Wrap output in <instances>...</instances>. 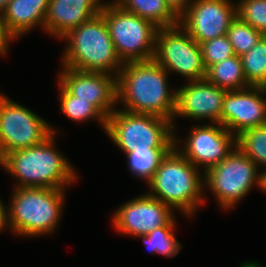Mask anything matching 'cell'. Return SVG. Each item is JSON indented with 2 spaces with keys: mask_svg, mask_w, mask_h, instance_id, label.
<instances>
[{
  "mask_svg": "<svg viewBox=\"0 0 266 267\" xmlns=\"http://www.w3.org/2000/svg\"><path fill=\"white\" fill-rule=\"evenodd\" d=\"M227 36L235 55L242 56L249 52L264 35L236 17L230 24Z\"/></svg>",
  "mask_w": 266,
  "mask_h": 267,
  "instance_id": "cell-26",
  "label": "cell"
},
{
  "mask_svg": "<svg viewBox=\"0 0 266 267\" xmlns=\"http://www.w3.org/2000/svg\"><path fill=\"white\" fill-rule=\"evenodd\" d=\"M61 40L67 41L61 66L118 77L124 63L116 53L101 13L69 31Z\"/></svg>",
  "mask_w": 266,
  "mask_h": 267,
  "instance_id": "cell-4",
  "label": "cell"
},
{
  "mask_svg": "<svg viewBox=\"0 0 266 267\" xmlns=\"http://www.w3.org/2000/svg\"><path fill=\"white\" fill-rule=\"evenodd\" d=\"M172 148H150L149 150H135L125 153L127 167L135 177L148 183L159 167L162 158Z\"/></svg>",
  "mask_w": 266,
  "mask_h": 267,
  "instance_id": "cell-23",
  "label": "cell"
},
{
  "mask_svg": "<svg viewBox=\"0 0 266 267\" xmlns=\"http://www.w3.org/2000/svg\"><path fill=\"white\" fill-rule=\"evenodd\" d=\"M206 79L227 91L241 90L251 86L245 78L241 57L237 55L210 66L207 69Z\"/></svg>",
  "mask_w": 266,
  "mask_h": 267,
  "instance_id": "cell-20",
  "label": "cell"
},
{
  "mask_svg": "<svg viewBox=\"0 0 266 267\" xmlns=\"http://www.w3.org/2000/svg\"><path fill=\"white\" fill-rule=\"evenodd\" d=\"M57 130L29 108L0 93V160L44 142Z\"/></svg>",
  "mask_w": 266,
  "mask_h": 267,
  "instance_id": "cell-9",
  "label": "cell"
},
{
  "mask_svg": "<svg viewBox=\"0 0 266 267\" xmlns=\"http://www.w3.org/2000/svg\"><path fill=\"white\" fill-rule=\"evenodd\" d=\"M190 129L183 146L180 145L182 148H179L180 139L175 133V147L196 168L204 170L203 173L219 164L237 146V137L219 123L192 126Z\"/></svg>",
  "mask_w": 266,
  "mask_h": 267,
  "instance_id": "cell-11",
  "label": "cell"
},
{
  "mask_svg": "<svg viewBox=\"0 0 266 267\" xmlns=\"http://www.w3.org/2000/svg\"><path fill=\"white\" fill-rule=\"evenodd\" d=\"M266 87L250 86L227 91L223 98L220 124L239 136L245 130L266 124Z\"/></svg>",
  "mask_w": 266,
  "mask_h": 267,
  "instance_id": "cell-15",
  "label": "cell"
},
{
  "mask_svg": "<svg viewBox=\"0 0 266 267\" xmlns=\"http://www.w3.org/2000/svg\"><path fill=\"white\" fill-rule=\"evenodd\" d=\"M2 199L0 197V232L4 230V228H8V221H7V207L3 205Z\"/></svg>",
  "mask_w": 266,
  "mask_h": 267,
  "instance_id": "cell-31",
  "label": "cell"
},
{
  "mask_svg": "<svg viewBox=\"0 0 266 267\" xmlns=\"http://www.w3.org/2000/svg\"><path fill=\"white\" fill-rule=\"evenodd\" d=\"M7 207L8 227L16 235L37 237L52 234L59 225L65 189L15 187Z\"/></svg>",
  "mask_w": 266,
  "mask_h": 267,
  "instance_id": "cell-5",
  "label": "cell"
},
{
  "mask_svg": "<svg viewBox=\"0 0 266 267\" xmlns=\"http://www.w3.org/2000/svg\"><path fill=\"white\" fill-rule=\"evenodd\" d=\"M200 170L174 146L147 183V194L190 218L205 201L204 173Z\"/></svg>",
  "mask_w": 266,
  "mask_h": 267,
  "instance_id": "cell-3",
  "label": "cell"
},
{
  "mask_svg": "<svg viewBox=\"0 0 266 267\" xmlns=\"http://www.w3.org/2000/svg\"><path fill=\"white\" fill-rule=\"evenodd\" d=\"M168 76L153 59L125 62L117 77V103H123V110L129 112L173 121L177 91L170 90Z\"/></svg>",
  "mask_w": 266,
  "mask_h": 267,
  "instance_id": "cell-1",
  "label": "cell"
},
{
  "mask_svg": "<svg viewBox=\"0 0 266 267\" xmlns=\"http://www.w3.org/2000/svg\"><path fill=\"white\" fill-rule=\"evenodd\" d=\"M169 9L180 18L190 7L192 0H165Z\"/></svg>",
  "mask_w": 266,
  "mask_h": 267,
  "instance_id": "cell-30",
  "label": "cell"
},
{
  "mask_svg": "<svg viewBox=\"0 0 266 267\" xmlns=\"http://www.w3.org/2000/svg\"><path fill=\"white\" fill-rule=\"evenodd\" d=\"M101 0H49L45 31L61 39L69 31L100 13Z\"/></svg>",
  "mask_w": 266,
  "mask_h": 267,
  "instance_id": "cell-17",
  "label": "cell"
},
{
  "mask_svg": "<svg viewBox=\"0 0 266 267\" xmlns=\"http://www.w3.org/2000/svg\"><path fill=\"white\" fill-rule=\"evenodd\" d=\"M100 13L123 63L153 59L158 31L153 23L122 9L114 1L104 2Z\"/></svg>",
  "mask_w": 266,
  "mask_h": 267,
  "instance_id": "cell-7",
  "label": "cell"
},
{
  "mask_svg": "<svg viewBox=\"0 0 266 267\" xmlns=\"http://www.w3.org/2000/svg\"><path fill=\"white\" fill-rule=\"evenodd\" d=\"M176 223L174 216L165 226L157 228L147 235L137 236V238H141L150 253L175 257L182 249L181 243L177 241L174 234Z\"/></svg>",
  "mask_w": 266,
  "mask_h": 267,
  "instance_id": "cell-22",
  "label": "cell"
},
{
  "mask_svg": "<svg viewBox=\"0 0 266 267\" xmlns=\"http://www.w3.org/2000/svg\"><path fill=\"white\" fill-rule=\"evenodd\" d=\"M60 109L67 118L76 122L98 120L104 132L106 130L107 118L92 104L83 99L72 96L60 83Z\"/></svg>",
  "mask_w": 266,
  "mask_h": 267,
  "instance_id": "cell-21",
  "label": "cell"
},
{
  "mask_svg": "<svg viewBox=\"0 0 266 267\" xmlns=\"http://www.w3.org/2000/svg\"><path fill=\"white\" fill-rule=\"evenodd\" d=\"M176 111L173 118V127L176 131L174 119L177 116L182 118L206 121L209 123H219L222 117L223 98L226 89L219 88L210 83L206 78L184 83L180 88H176Z\"/></svg>",
  "mask_w": 266,
  "mask_h": 267,
  "instance_id": "cell-16",
  "label": "cell"
},
{
  "mask_svg": "<svg viewBox=\"0 0 266 267\" xmlns=\"http://www.w3.org/2000/svg\"><path fill=\"white\" fill-rule=\"evenodd\" d=\"M56 134L41 144L6 154L0 166L16 178L14 187L65 189L77 180V172L55 145Z\"/></svg>",
  "mask_w": 266,
  "mask_h": 267,
  "instance_id": "cell-2",
  "label": "cell"
},
{
  "mask_svg": "<svg viewBox=\"0 0 266 267\" xmlns=\"http://www.w3.org/2000/svg\"><path fill=\"white\" fill-rule=\"evenodd\" d=\"M231 0H192L179 18L182 28L198 43L227 35L237 17L236 2Z\"/></svg>",
  "mask_w": 266,
  "mask_h": 267,
  "instance_id": "cell-13",
  "label": "cell"
},
{
  "mask_svg": "<svg viewBox=\"0 0 266 267\" xmlns=\"http://www.w3.org/2000/svg\"><path fill=\"white\" fill-rule=\"evenodd\" d=\"M122 9L153 23L157 28L179 24V18L169 9L165 0H113Z\"/></svg>",
  "mask_w": 266,
  "mask_h": 267,
  "instance_id": "cell-19",
  "label": "cell"
},
{
  "mask_svg": "<svg viewBox=\"0 0 266 267\" xmlns=\"http://www.w3.org/2000/svg\"><path fill=\"white\" fill-rule=\"evenodd\" d=\"M11 0H0V12L3 13V11L6 9L8 3Z\"/></svg>",
  "mask_w": 266,
  "mask_h": 267,
  "instance_id": "cell-34",
  "label": "cell"
},
{
  "mask_svg": "<svg viewBox=\"0 0 266 267\" xmlns=\"http://www.w3.org/2000/svg\"><path fill=\"white\" fill-rule=\"evenodd\" d=\"M240 267H262L259 262L256 261H246L243 262Z\"/></svg>",
  "mask_w": 266,
  "mask_h": 267,
  "instance_id": "cell-33",
  "label": "cell"
},
{
  "mask_svg": "<svg viewBox=\"0 0 266 267\" xmlns=\"http://www.w3.org/2000/svg\"><path fill=\"white\" fill-rule=\"evenodd\" d=\"M199 45L206 69L235 55L227 35L207 40Z\"/></svg>",
  "mask_w": 266,
  "mask_h": 267,
  "instance_id": "cell-28",
  "label": "cell"
},
{
  "mask_svg": "<svg viewBox=\"0 0 266 267\" xmlns=\"http://www.w3.org/2000/svg\"><path fill=\"white\" fill-rule=\"evenodd\" d=\"M153 60L168 73L185 77L187 82L206 78L200 45L180 24L158 28Z\"/></svg>",
  "mask_w": 266,
  "mask_h": 267,
  "instance_id": "cell-10",
  "label": "cell"
},
{
  "mask_svg": "<svg viewBox=\"0 0 266 267\" xmlns=\"http://www.w3.org/2000/svg\"><path fill=\"white\" fill-rule=\"evenodd\" d=\"M61 69L58 82L72 96L94 105L106 118L116 110L117 76L64 66Z\"/></svg>",
  "mask_w": 266,
  "mask_h": 267,
  "instance_id": "cell-12",
  "label": "cell"
},
{
  "mask_svg": "<svg viewBox=\"0 0 266 267\" xmlns=\"http://www.w3.org/2000/svg\"><path fill=\"white\" fill-rule=\"evenodd\" d=\"M174 210L147 193L125 202L111 216L113 227L120 234L137 237L165 226Z\"/></svg>",
  "mask_w": 266,
  "mask_h": 267,
  "instance_id": "cell-14",
  "label": "cell"
},
{
  "mask_svg": "<svg viewBox=\"0 0 266 267\" xmlns=\"http://www.w3.org/2000/svg\"><path fill=\"white\" fill-rule=\"evenodd\" d=\"M237 146L258 167L266 169V124L242 132L237 136Z\"/></svg>",
  "mask_w": 266,
  "mask_h": 267,
  "instance_id": "cell-25",
  "label": "cell"
},
{
  "mask_svg": "<svg viewBox=\"0 0 266 267\" xmlns=\"http://www.w3.org/2000/svg\"><path fill=\"white\" fill-rule=\"evenodd\" d=\"M105 133L124 153L175 146V130L171 120L122 108L116 109L107 118Z\"/></svg>",
  "mask_w": 266,
  "mask_h": 267,
  "instance_id": "cell-6",
  "label": "cell"
},
{
  "mask_svg": "<svg viewBox=\"0 0 266 267\" xmlns=\"http://www.w3.org/2000/svg\"><path fill=\"white\" fill-rule=\"evenodd\" d=\"M48 5L49 0H11L3 11L8 31L18 39L35 27L44 30Z\"/></svg>",
  "mask_w": 266,
  "mask_h": 267,
  "instance_id": "cell-18",
  "label": "cell"
},
{
  "mask_svg": "<svg viewBox=\"0 0 266 267\" xmlns=\"http://www.w3.org/2000/svg\"><path fill=\"white\" fill-rule=\"evenodd\" d=\"M236 146L219 164L204 173V187L210 189L221 209L234 208L254 185L261 189L262 172Z\"/></svg>",
  "mask_w": 266,
  "mask_h": 267,
  "instance_id": "cell-8",
  "label": "cell"
},
{
  "mask_svg": "<svg viewBox=\"0 0 266 267\" xmlns=\"http://www.w3.org/2000/svg\"><path fill=\"white\" fill-rule=\"evenodd\" d=\"M14 36L8 31L3 13L0 12V56H5L8 54L10 42L15 41Z\"/></svg>",
  "mask_w": 266,
  "mask_h": 267,
  "instance_id": "cell-29",
  "label": "cell"
},
{
  "mask_svg": "<svg viewBox=\"0 0 266 267\" xmlns=\"http://www.w3.org/2000/svg\"><path fill=\"white\" fill-rule=\"evenodd\" d=\"M236 14L239 19L255 30L266 34V0H237Z\"/></svg>",
  "mask_w": 266,
  "mask_h": 267,
  "instance_id": "cell-27",
  "label": "cell"
},
{
  "mask_svg": "<svg viewBox=\"0 0 266 267\" xmlns=\"http://www.w3.org/2000/svg\"><path fill=\"white\" fill-rule=\"evenodd\" d=\"M262 176H261V191H263L266 194V169L261 170Z\"/></svg>",
  "mask_w": 266,
  "mask_h": 267,
  "instance_id": "cell-32",
  "label": "cell"
},
{
  "mask_svg": "<svg viewBox=\"0 0 266 267\" xmlns=\"http://www.w3.org/2000/svg\"><path fill=\"white\" fill-rule=\"evenodd\" d=\"M240 57L247 82L251 86L266 87V36Z\"/></svg>",
  "mask_w": 266,
  "mask_h": 267,
  "instance_id": "cell-24",
  "label": "cell"
}]
</instances>
